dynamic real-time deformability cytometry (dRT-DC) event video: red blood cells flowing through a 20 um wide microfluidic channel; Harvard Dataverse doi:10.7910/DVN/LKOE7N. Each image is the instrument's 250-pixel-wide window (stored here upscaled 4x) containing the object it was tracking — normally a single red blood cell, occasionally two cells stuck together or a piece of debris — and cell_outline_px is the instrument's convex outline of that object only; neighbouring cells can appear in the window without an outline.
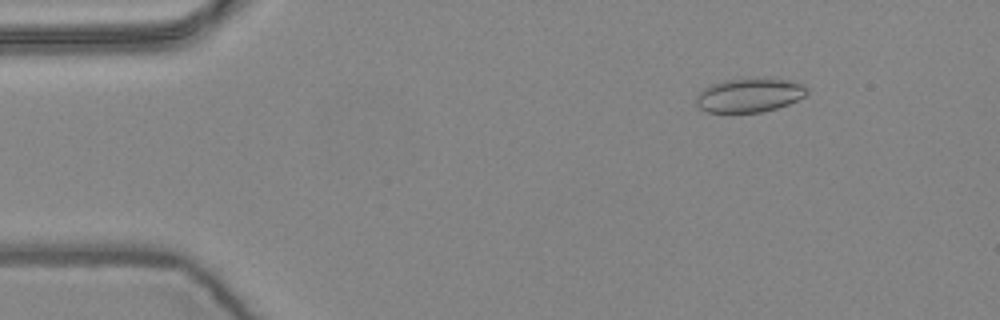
{"species": "common noctule bat (a hibernating species)", "species_latin": "Nyctalus noctula", "temperature_condition": "warm", "stored_images_in_passage": 6, "camera_frame_rate_fps": 3000, "um_per_image_px": 0.085, "animal": {"sex": "female", "body_mass_g": 24.6, "forearm_length_mm": 56.2}, "frame": {"image": 1, "passage_image": 2, "time_ms": 0.333, "image_size_px": [1000, 320], "cell_outline_px": [[808, 92], [804, 96], [788, 104], [764, 112], [708, 112], [700, 108], [696, 104], [696, 92], [712, 84], [724, 80], [788, 80], [804, 84], [808, 88]], "centroid_in_image_um": [63.67, 8.11], "position_along_channel_um": 21.3, "area_um2": 21.5}}